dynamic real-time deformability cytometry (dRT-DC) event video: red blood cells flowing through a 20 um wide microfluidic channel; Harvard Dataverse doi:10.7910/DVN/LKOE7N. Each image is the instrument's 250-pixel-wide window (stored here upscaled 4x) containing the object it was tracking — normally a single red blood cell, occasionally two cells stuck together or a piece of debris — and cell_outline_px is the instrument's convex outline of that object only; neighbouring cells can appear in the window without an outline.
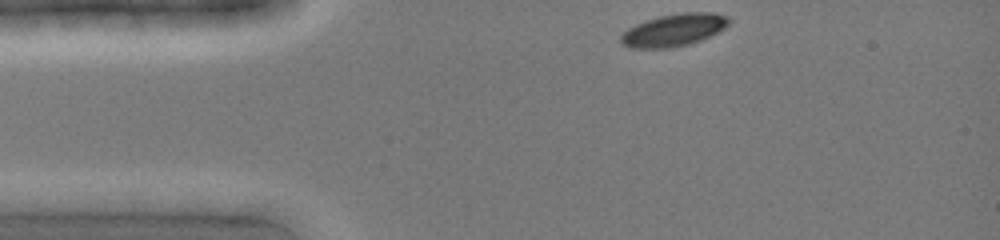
{"species": "common noctule bat (a hibernating species)", "species_latin": "Nyctalus noctula", "temperature_condition": "cold", "stored_images_in_passage": 6, "camera_frame_rate_fps": 3000, "um_per_image_px": 0.085, "animal": {"sex": "female", "body_mass_g": 19.0, "forearm_length_mm": 51.5}, "frame": {"image": 1, "passage_image": 1, "time_ms": 0.0, "image_size_px": [1000, 240], "cell_outline_px": [[732, 20], [724, 28], [700, 40], [688, 44], [672, 48], [628, 48], [620, 44], [620, 36], [628, 28], [644, 20], [660, 16], [684, 12], [716, 12], [728, 16]], "centroid_in_image_um": [57.25, 2.55], "position_along_channel_um": 27.7, "area_um2": 20.52}}
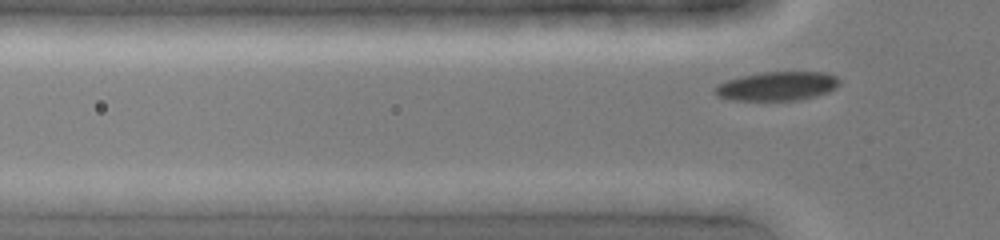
{"frame": {"image": 2, "passage_image": 6, "time_ms": 1.667, "image_size_px": [1000, 240], "cell_outline_px": [[840, 84], [836, 88], [828, 92], [816, 96], [800, 100], [732, 100], [716, 96], [712, 88], [728, 80], [760, 72], [824, 72], [836, 76], [840, 80]], "centroid_in_image_um": [66.08, 7.32], "position_along_channel_um": 59.7, "area_um2": 21.04}}